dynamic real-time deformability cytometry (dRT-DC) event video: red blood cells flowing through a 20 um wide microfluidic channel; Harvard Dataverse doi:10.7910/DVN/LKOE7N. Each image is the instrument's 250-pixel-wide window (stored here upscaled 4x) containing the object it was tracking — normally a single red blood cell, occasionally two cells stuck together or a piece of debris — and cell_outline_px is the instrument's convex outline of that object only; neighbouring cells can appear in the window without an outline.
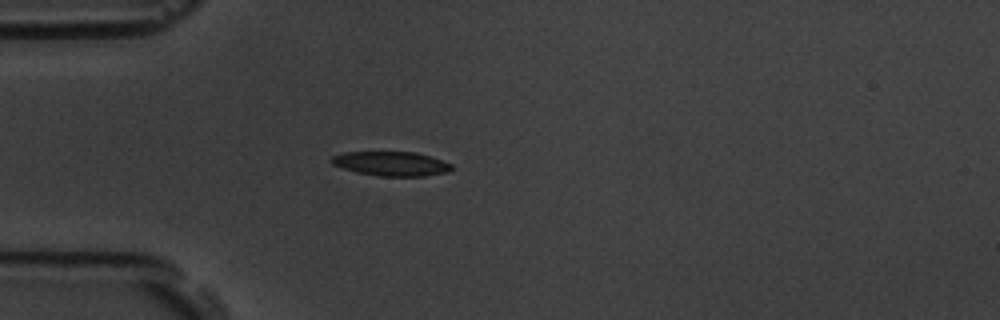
{"species": "common noctule bat (a hibernating species)", "species_latin": "Nyctalus noctula", "temperature_condition": "room temperature", "stored_images_in_passage": 4, "camera_frame_rate_fps": 3000, "um_per_image_px": 0.085, "animal": {"sex": "male", "body_mass_g": 19.5, "forearm_length_mm": 54.6}, "frame": {"image": 1, "passage_image": 3, "time_ms": 2.333, "image_size_px": [1000, 320], "cell_outline_px": [[452, 168], [448, 172], [424, 176], [380, 176], [356, 172], [332, 164], [328, 160], [332, 156], [344, 152], [416, 152], [452, 164]], "centroid_in_image_um": [33.22, 13.91], "position_along_channel_um": 51.8, "area_um2": 16.94}}